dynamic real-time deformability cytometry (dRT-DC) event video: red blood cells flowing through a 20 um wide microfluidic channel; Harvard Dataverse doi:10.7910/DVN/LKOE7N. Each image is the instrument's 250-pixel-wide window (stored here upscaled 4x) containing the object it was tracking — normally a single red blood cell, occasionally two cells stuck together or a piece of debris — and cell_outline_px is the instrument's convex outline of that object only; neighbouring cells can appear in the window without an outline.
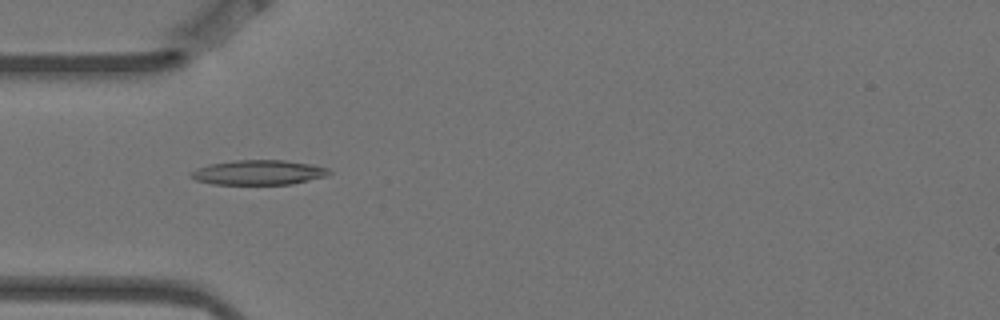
{"species": "Egyptian fruit bat (a non-hibernating species)", "species_latin": "Rousettus aegyptiacus", "temperature_condition": "warm", "stored_images_in_passage": 5, "camera_frame_rate_fps": 3000, "um_per_image_px": 0.085, "animal": {"sex": "female"}, "frame": {"image": 1, "passage_image": 4, "time_ms": 1.0, "image_size_px": [1000, 320], "cell_outline_px": [[332, 172], [328, 176], [292, 184], [212, 184], [196, 180], [188, 176], [188, 172], [196, 168], [208, 164], [236, 160], [284, 160], [312, 164], [328, 168]], "centroid_in_image_um": [21.96, 14.65], "position_along_channel_um": 63.0, "area_um2": 20.17}}
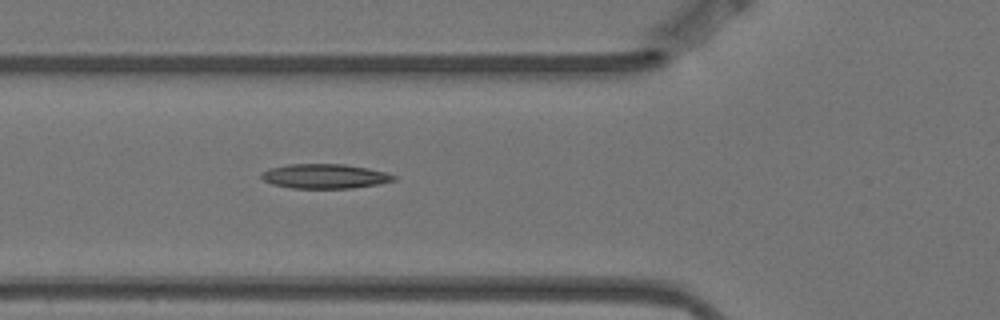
{"frame": {"image": 2, "passage_image": 5, "time_ms": 1.333, "image_size_px": [1000, 320], "cell_outline_px": [[396, 180], [380, 184], [352, 188], [292, 188], [272, 184], [264, 180], [260, 176], [260, 172], [268, 168], [288, 164], [344, 164], [368, 168], [384, 172], [396, 176]], "centroid_in_image_um": [27.58, 14.98], "position_along_channel_um": 98.2, "area_um2": 19.02}}